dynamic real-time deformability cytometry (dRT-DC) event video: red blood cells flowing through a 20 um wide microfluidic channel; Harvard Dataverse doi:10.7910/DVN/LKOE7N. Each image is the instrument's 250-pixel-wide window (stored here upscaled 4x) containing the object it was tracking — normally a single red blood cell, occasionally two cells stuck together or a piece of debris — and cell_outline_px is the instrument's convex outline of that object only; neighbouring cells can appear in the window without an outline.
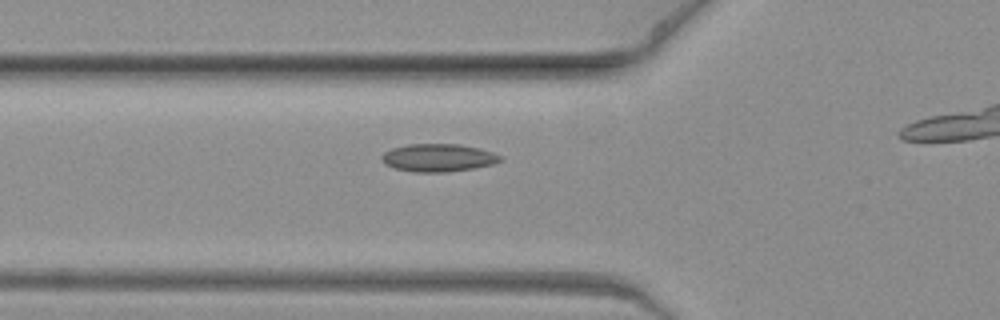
{"species": "common noctule bat (a hibernating species)", "species_latin": "Nyctalus noctula", "temperature_condition": "warm", "stored_images_in_passage": 3, "camera_frame_rate_fps": 3000, "um_per_image_px": 0.085, "animal": {"sex": "female", "body_mass_g": 19.3, "forearm_length_mm": 54.1}, "frame": {"image": 1, "passage_image": 3, "time_ms": 0.667, "image_size_px": [1000, 320], "cell_outline_px": [[504, 160], [492, 164], [472, 168], [448, 172], [412, 172], [396, 168], [384, 164], [380, 160], [380, 156], [384, 152], [392, 148], [408, 144], [460, 144], [492, 152], [504, 156]], "centroid_in_image_um": [37.23, 13.41], "position_along_channel_um": 88.6, "area_um2": 19.31}}